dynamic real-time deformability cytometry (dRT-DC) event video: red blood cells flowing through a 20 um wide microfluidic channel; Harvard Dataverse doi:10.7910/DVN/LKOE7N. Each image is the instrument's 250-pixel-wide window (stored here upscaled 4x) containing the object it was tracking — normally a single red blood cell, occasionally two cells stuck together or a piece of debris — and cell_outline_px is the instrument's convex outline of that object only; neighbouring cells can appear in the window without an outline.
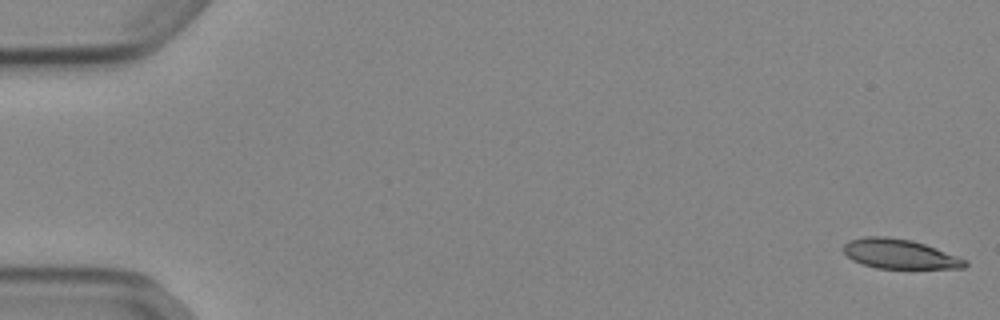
{"species": "Egyptian fruit bat (a non-hibernating species)", "species_latin": "Rousettus aegyptiacus", "temperature_condition": "cold", "stored_images_in_passage": 53, "camera_frame_rate_fps": 3000, "um_per_image_px": 0.085, "animal": {"sex": "female"}, "frame": {"image": 1, "passage_image": 1, "time_ms": 0.0, "image_size_px": [1000, 320], "cell_outline_px": [[968, 264], [964, 268], [876, 268], [852, 260], [844, 252], [844, 244], [848, 240], [864, 236], [884, 236], [912, 240], [936, 248], [968, 260]], "centroid_in_image_um": [76.47, 21.58], "position_along_channel_um": 8.5, "area_um2": 20.87}}
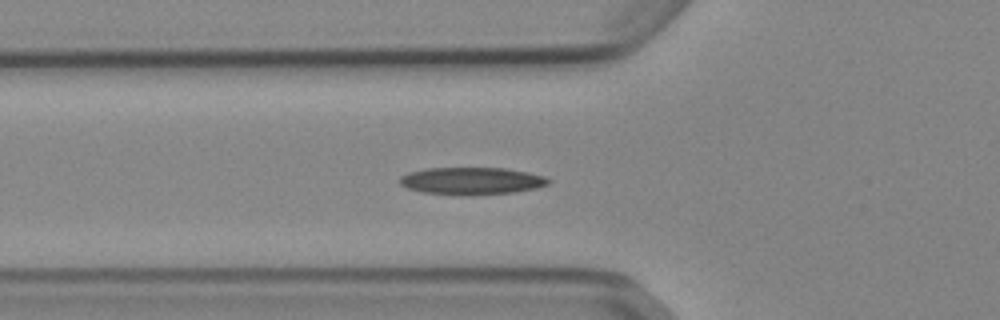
{"frame": {"image": 2, "passage_image": 19, "time_ms": 6.0, "image_size_px": [1000, 320], "cell_outline_px": [[552, 180], [548, 184], [536, 188], [516, 192], [460, 196], [424, 192], [408, 188], [400, 184], [400, 176], [408, 172], [428, 168], [508, 168], [528, 172], [544, 176]], "centroid_in_image_um": [40.11, 15.38], "position_along_channel_um": 85.7, "area_um2": 23.81}}
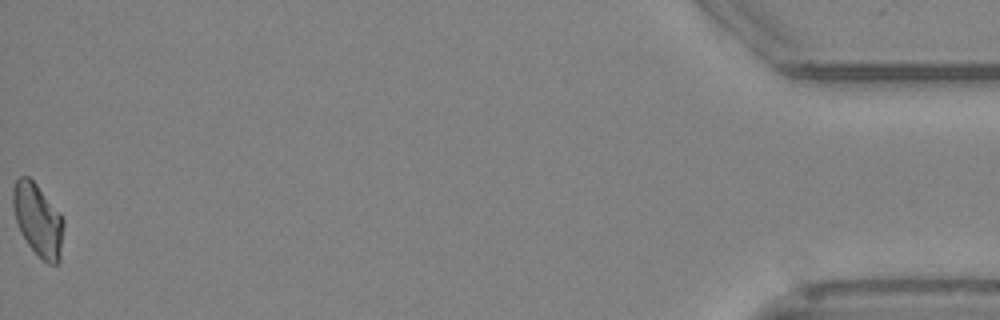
{"frame": {"image": 3, "passage_image": 53, "time_ms": 17.333, "image_size_px": [1000, 320], "cell_outline_px": [[64, 224], [60, 264], [48, 264], [28, 244], [20, 232], [12, 208], [12, 188], [16, 180], [20, 176], [28, 176], [36, 184], [64, 220]], "centroid_in_image_um": [3.22, 18.7], "position_along_channel_um": 432.0, "area_um2": 21.21}}